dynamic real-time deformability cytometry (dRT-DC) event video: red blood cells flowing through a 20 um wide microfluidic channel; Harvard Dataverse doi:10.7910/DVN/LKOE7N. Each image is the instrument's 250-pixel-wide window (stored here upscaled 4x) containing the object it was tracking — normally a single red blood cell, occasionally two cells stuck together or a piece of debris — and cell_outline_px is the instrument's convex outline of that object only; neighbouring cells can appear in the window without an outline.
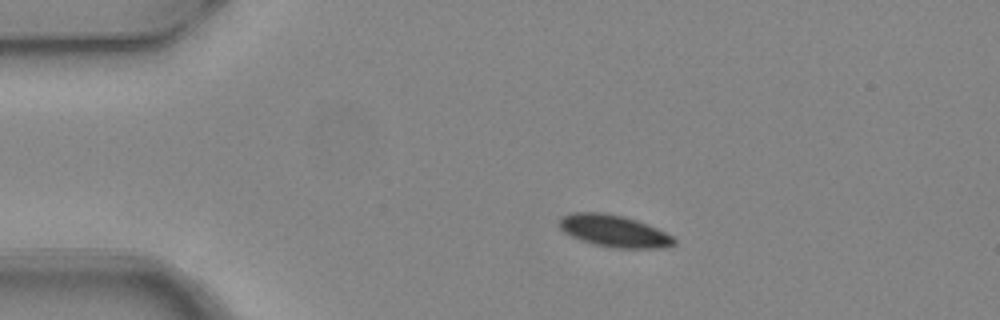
{"species": "common noctule bat (a hibernating species)", "species_latin": "Nyctalus noctula", "temperature_condition": "warm", "stored_images_in_passage": 6, "camera_frame_rate_fps": 3000, "um_per_image_px": 0.085, "animal": {"sex": "female", "body_mass_g": 24.6, "forearm_length_mm": 56.2}, "frame": {"image": 1, "passage_image": 3, "time_ms": 0.667, "image_size_px": [1000, 320], "cell_outline_px": [[676, 244], [668, 248], [612, 248], [580, 240], [564, 232], [560, 228], [560, 216], [572, 212], [604, 212], [624, 216], [648, 224], [672, 236], [676, 240]], "centroid_in_image_um": [52.2, 19.63], "position_along_channel_um": 32.8, "area_um2": 21.5}}
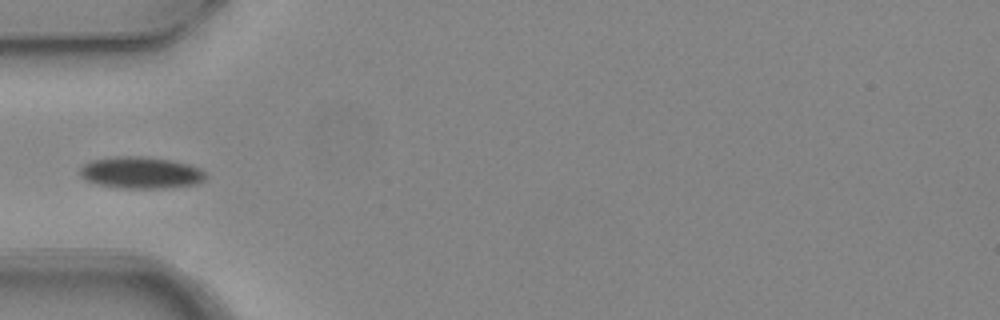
{"frame": {"image": 2, "passage_image": 5, "time_ms": 1.333, "image_size_px": [1000, 320], "cell_outline_px": [[208, 176], [204, 180], [196, 184], [168, 188], [116, 188], [96, 184], [80, 176], [80, 168], [84, 164], [92, 160], [112, 156], [144, 156], [172, 160], [188, 164], [200, 168]], "centroid_in_image_um": [11.98, 14.67], "position_along_channel_um": 73.0, "area_um2": 23.52}}
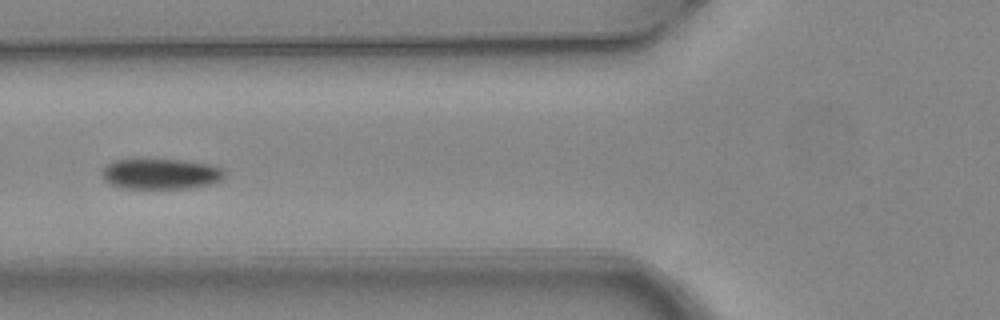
{"frame": {"image": 3, "passage_image": 6, "time_ms": 1.667, "image_size_px": [1000, 320], "cell_outline_px": [[224, 176], [220, 180], [208, 184], [188, 188], [124, 188], [112, 184], [104, 180], [100, 176], [100, 172], [112, 160], [184, 160], [212, 164], [224, 168]], "centroid_in_image_um": [13.66, 14.77], "position_along_channel_um": 112.1, "area_um2": 21.73}}